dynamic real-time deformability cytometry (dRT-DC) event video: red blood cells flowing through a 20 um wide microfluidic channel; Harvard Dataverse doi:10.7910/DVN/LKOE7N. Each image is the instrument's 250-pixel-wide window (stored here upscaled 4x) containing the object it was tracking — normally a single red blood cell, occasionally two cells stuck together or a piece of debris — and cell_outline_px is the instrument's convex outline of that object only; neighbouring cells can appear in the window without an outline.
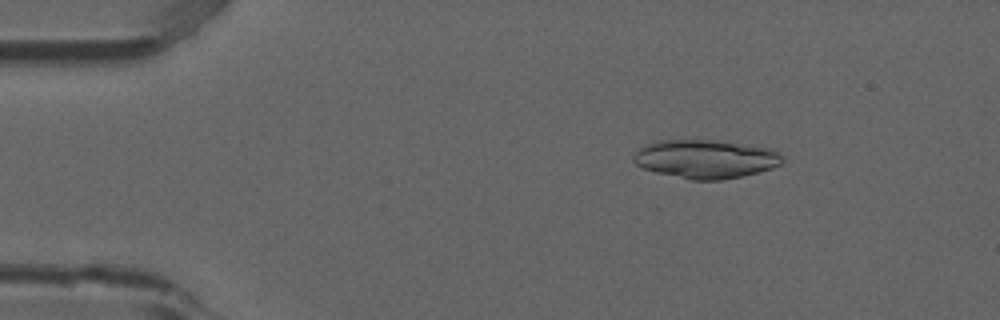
{"species": "common noctule bat (a hibernating species)", "species_latin": "Nyctalus noctula", "temperature_condition": "room temperature", "stored_images_in_passage": 4, "camera_frame_rate_fps": 3000, "um_per_image_px": 0.085, "animal": {"sex": "male", "forearm_length_mm": 52.5}, "frame": {"image": 1, "passage_image": 3, "time_ms": 0.667, "image_size_px": [1000, 320], "cell_outline_px": [[784, 160], [780, 164], [772, 168], [760, 172], [720, 180], [692, 180], [656, 172], [644, 168], [636, 164], [632, 160], [632, 156], [640, 148], [656, 140], [712, 140], [776, 148], [784, 156]], "centroid_in_image_um": [60.03, 13.51], "position_along_channel_um": 25.0, "area_um2": 33.64}}